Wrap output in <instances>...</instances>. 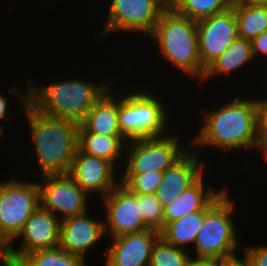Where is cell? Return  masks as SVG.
<instances>
[{
	"label": "cell",
	"instance_id": "1",
	"mask_svg": "<svg viewBox=\"0 0 267 266\" xmlns=\"http://www.w3.org/2000/svg\"><path fill=\"white\" fill-rule=\"evenodd\" d=\"M26 88L21 92L15 84L10 90L26 115L40 174H67L78 149L79 125L37 110L29 102V85Z\"/></svg>",
	"mask_w": 267,
	"mask_h": 266
},
{
	"label": "cell",
	"instance_id": "2",
	"mask_svg": "<svg viewBox=\"0 0 267 266\" xmlns=\"http://www.w3.org/2000/svg\"><path fill=\"white\" fill-rule=\"evenodd\" d=\"M254 98L236 96L222 107L206 111L202 119L203 126L194 135L190 146L222 148L226 152L239 148H258L256 97Z\"/></svg>",
	"mask_w": 267,
	"mask_h": 266
},
{
	"label": "cell",
	"instance_id": "3",
	"mask_svg": "<svg viewBox=\"0 0 267 266\" xmlns=\"http://www.w3.org/2000/svg\"><path fill=\"white\" fill-rule=\"evenodd\" d=\"M67 79L45 86L34 84L29 79V102L48 116L80 125L91 108L111 90L112 81L91 83L78 77Z\"/></svg>",
	"mask_w": 267,
	"mask_h": 266
},
{
	"label": "cell",
	"instance_id": "4",
	"mask_svg": "<svg viewBox=\"0 0 267 266\" xmlns=\"http://www.w3.org/2000/svg\"><path fill=\"white\" fill-rule=\"evenodd\" d=\"M159 55L189 78L202 81L203 68L198 50L196 22L168 6L161 14L151 35Z\"/></svg>",
	"mask_w": 267,
	"mask_h": 266
},
{
	"label": "cell",
	"instance_id": "5",
	"mask_svg": "<svg viewBox=\"0 0 267 266\" xmlns=\"http://www.w3.org/2000/svg\"><path fill=\"white\" fill-rule=\"evenodd\" d=\"M132 89L133 92L124 90L125 94L122 96L121 92L118 98V124L123 138L129 142L168 135L167 105L164 106L160 96L151 89L149 92Z\"/></svg>",
	"mask_w": 267,
	"mask_h": 266
},
{
	"label": "cell",
	"instance_id": "6",
	"mask_svg": "<svg viewBox=\"0 0 267 266\" xmlns=\"http://www.w3.org/2000/svg\"><path fill=\"white\" fill-rule=\"evenodd\" d=\"M227 192L205 215L199 228L193 260L212 261L228 259L234 256L239 245L234 222L235 202Z\"/></svg>",
	"mask_w": 267,
	"mask_h": 266
},
{
	"label": "cell",
	"instance_id": "7",
	"mask_svg": "<svg viewBox=\"0 0 267 266\" xmlns=\"http://www.w3.org/2000/svg\"><path fill=\"white\" fill-rule=\"evenodd\" d=\"M177 134L133 140L126 143L124 170L120 174L164 172L177 162L189 149L180 145ZM128 148V149H127ZM126 163V164H125Z\"/></svg>",
	"mask_w": 267,
	"mask_h": 266
},
{
	"label": "cell",
	"instance_id": "8",
	"mask_svg": "<svg viewBox=\"0 0 267 266\" xmlns=\"http://www.w3.org/2000/svg\"><path fill=\"white\" fill-rule=\"evenodd\" d=\"M109 4L108 16L97 37L120 31L150 36L168 7L163 0H110Z\"/></svg>",
	"mask_w": 267,
	"mask_h": 266
},
{
	"label": "cell",
	"instance_id": "9",
	"mask_svg": "<svg viewBox=\"0 0 267 266\" xmlns=\"http://www.w3.org/2000/svg\"><path fill=\"white\" fill-rule=\"evenodd\" d=\"M39 206L38 181L12 178L0 182V223L12 240Z\"/></svg>",
	"mask_w": 267,
	"mask_h": 266
},
{
	"label": "cell",
	"instance_id": "10",
	"mask_svg": "<svg viewBox=\"0 0 267 266\" xmlns=\"http://www.w3.org/2000/svg\"><path fill=\"white\" fill-rule=\"evenodd\" d=\"M42 177V178H41ZM40 206L60 220L82 214L88 209L89 196L67 174L41 176Z\"/></svg>",
	"mask_w": 267,
	"mask_h": 266
},
{
	"label": "cell",
	"instance_id": "11",
	"mask_svg": "<svg viewBox=\"0 0 267 266\" xmlns=\"http://www.w3.org/2000/svg\"><path fill=\"white\" fill-rule=\"evenodd\" d=\"M102 199L106 212L102 219L106 236L110 234L108 239L149 229L142 219L138 194L130 192L121 183Z\"/></svg>",
	"mask_w": 267,
	"mask_h": 266
},
{
	"label": "cell",
	"instance_id": "12",
	"mask_svg": "<svg viewBox=\"0 0 267 266\" xmlns=\"http://www.w3.org/2000/svg\"><path fill=\"white\" fill-rule=\"evenodd\" d=\"M199 57L206 70L238 37L232 8L196 22Z\"/></svg>",
	"mask_w": 267,
	"mask_h": 266
},
{
	"label": "cell",
	"instance_id": "13",
	"mask_svg": "<svg viewBox=\"0 0 267 266\" xmlns=\"http://www.w3.org/2000/svg\"><path fill=\"white\" fill-rule=\"evenodd\" d=\"M116 169L121 170L105 159L82 153L77 149L68 174L88 196L100 195L102 200L120 183V175H116Z\"/></svg>",
	"mask_w": 267,
	"mask_h": 266
},
{
	"label": "cell",
	"instance_id": "14",
	"mask_svg": "<svg viewBox=\"0 0 267 266\" xmlns=\"http://www.w3.org/2000/svg\"><path fill=\"white\" fill-rule=\"evenodd\" d=\"M61 220L51 212L39 206L25 222L22 230L13 239L22 238L19 248L10 249V257L21 261L27 254L45 249H53L59 245Z\"/></svg>",
	"mask_w": 267,
	"mask_h": 266
},
{
	"label": "cell",
	"instance_id": "15",
	"mask_svg": "<svg viewBox=\"0 0 267 266\" xmlns=\"http://www.w3.org/2000/svg\"><path fill=\"white\" fill-rule=\"evenodd\" d=\"M105 235L104 220L92 218L86 211L61 220L58 247L86 260L88 250L96 249Z\"/></svg>",
	"mask_w": 267,
	"mask_h": 266
},
{
	"label": "cell",
	"instance_id": "16",
	"mask_svg": "<svg viewBox=\"0 0 267 266\" xmlns=\"http://www.w3.org/2000/svg\"><path fill=\"white\" fill-rule=\"evenodd\" d=\"M160 232L149 228L114 238L108 245L105 266H148L151 250Z\"/></svg>",
	"mask_w": 267,
	"mask_h": 266
},
{
	"label": "cell",
	"instance_id": "17",
	"mask_svg": "<svg viewBox=\"0 0 267 266\" xmlns=\"http://www.w3.org/2000/svg\"><path fill=\"white\" fill-rule=\"evenodd\" d=\"M199 154L198 150L190 147L177 162L163 172L161 182L155 192V196L163 207L169 205L204 174L205 166L199 162L201 161Z\"/></svg>",
	"mask_w": 267,
	"mask_h": 266
},
{
	"label": "cell",
	"instance_id": "18",
	"mask_svg": "<svg viewBox=\"0 0 267 266\" xmlns=\"http://www.w3.org/2000/svg\"><path fill=\"white\" fill-rule=\"evenodd\" d=\"M203 174L193 185L184 190L172 202L164 207L163 228L181 217L203 210L222 190L207 187ZM207 187V189H204Z\"/></svg>",
	"mask_w": 267,
	"mask_h": 266
},
{
	"label": "cell",
	"instance_id": "19",
	"mask_svg": "<svg viewBox=\"0 0 267 266\" xmlns=\"http://www.w3.org/2000/svg\"><path fill=\"white\" fill-rule=\"evenodd\" d=\"M227 187L203 209L190 214H187L180 219L168 223L161 231L162 237L167 243L172 246L189 250L186 246H194L195 240L200 226L203 223L204 215L227 193Z\"/></svg>",
	"mask_w": 267,
	"mask_h": 266
},
{
	"label": "cell",
	"instance_id": "20",
	"mask_svg": "<svg viewBox=\"0 0 267 266\" xmlns=\"http://www.w3.org/2000/svg\"><path fill=\"white\" fill-rule=\"evenodd\" d=\"M110 92L112 91L108 90L105 93L80 124L85 131L109 136H122L118 124V98L114 91L113 94Z\"/></svg>",
	"mask_w": 267,
	"mask_h": 266
},
{
	"label": "cell",
	"instance_id": "21",
	"mask_svg": "<svg viewBox=\"0 0 267 266\" xmlns=\"http://www.w3.org/2000/svg\"><path fill=\"white\" fill-rule=\"evenodd\" d=\"M126 143L127 141L123 136L90 133L79 125L78 149L82 153L105 159L114 166H116L118 162H123L124 164Z\"/></svg>",
	"mask_w": 267,
	"mask_h": 266
},
{
	"label": "cell",
	"instance_id": "22",
	"mask_svg": "<svg viewBox=\"0 0 267 266\" xmlns=\"http://www.w3.org/2000/svg\"><path fill=\"white\" fill-rule=\"evenodd\" d=\"M252 61V62H251ZM255 61L251 41L237 37L227 50L221 54L207 69L201 83L218 75L232 74V71L243 70Z\"/></svg>",
	"mask_w": 267,
	"mask_h": 266
},
{
	"label": "cell",
	"instance_id": "23",
	"mask_svg": "<svg viewBox=\"0 0 267 266\" xmlns=\"http://www.w3.org/2000/svg\"><path fill=\"white\" fill-rule=\"evenodd\" d=\"M237 23L238 37L252 41L263 32H267V6L232 5Z\"/></svg>",
	"mask_w": 267,
	"mask_h": 266
},
{
	"label": "cell",
	"instance_id": "24",
	"mask_svg": "<svg viewBox=\"0 0 267 266\" xmlns=\"http://www.w3.org/2000/svg\"><path fill=\"white\" fill-rule=\"evenodd\" d=\"M232 0H175L170 6L180 15L198 22L232 7Z\"/></svg>",
	"mask_w": 267,
	"mask_h": 266
},
{
	"label": "cell",
	"instance_id": "25",
	"mask_svg": "<svg viewBox=\"0 0 267 266\" xmlns=\"http://www.w3.org/2000/svg\"><path fill=\"white\" fill-rule=\"evenodd\" d=\"M21 262L25 266H86V260L60 247L31 252Z\"/></svg>",
	"mask_w": 267,
	"mask_h": 266
},
{
	"label": "cell",
	"instance_id": "26",
	"mask_svg": "<svg viewBox=\"0 0 267 266\" xmlns=\"http://www.w3.org/2000/svg\"><path fill=\"white\" fill-rule=\"evenodd\" d=\"M192 261L188 250L172 246L159 237L152 247L148 266H189Z\"/></svg>",
	"mask_w": 267,
	"mask_h": 266
},
{
	"label": "cell",
	"instance_id": "27",
	"mask_svg": "<svg viewBox=\"0 0 267 266\" xmlns=\"http://www.w3.org/2000/svg\"><path fill=\"white\" fill-rule=\"evenodd\" d=\"M162 176V171H150L144 174H122L120 183L134 194H155Z\"/></svg>",
	"mask_w": 267,
	"mask_h": 266
},
{
	"label": "cell",
	"instance_id": "28",
	"mask_svg": "<svg viewBox=\"0 0 267 266\" xmlns=\"http://www.w3.org/2000/svg\"><path fill=\"white\" fill-rule=\"evenodd\" d=\"M138 204L144 223L160 232L163 229L164 207L155 194H138Z\"/></svg>",
	"mask_w": 267,
	"mask_h": 266
},
{
	"label": "cell",
	"instance_id": "29",
	"mask_svg": "<svg viewBox=\"0 0 267 266\" xmlns=\"http://www.w3.org/2000/svg\"><path fill=\"white\" fill-rule=\"evenodd\" d=\"M247 246V247H246ZM243 248V255L245 256L249 266H267V244H248Z\"/></svg>",
	"mask_w": 267,
	"mask_h": 266
},
{
	"label": "cell",
	"instance_id": "30",
	"mask_svg": "<svg viewBox=\"0 0 267 266\" xmlns=\"http://www.w3.org/2000/svg\"><path fill=\"white\" fill-rule=\"evenodd\" d=\"M263 97L256 98L258 145L267 138V99Z\"/></svg>",
	"mask_w": 267,
	"mask_h": 266
},
{
	"label": "cell",
	"instance_id": "31",
	"mask_svg": "<svg viewBox=\"0 0 267 266\" xmlns=\"http://www.w3.org/2000/svg\"><path fill=\"white\" fill-rule=\"evenodd\" d=\"M252 54L255 60L264 57L263 61H267V32H263L255 37L252 41ZM259 57V58H258Z\"/></svg>",
	"mask_w": 267,
	"mask_h": 266
},
{
	"label": "cell",
	"instance_id": "32",
	"mask_svg": "<svg viewBox=\"0 0 267 266\" xmlns=\"http://www.w3.org/2000/svg\"><path fill=\"white\" fill-rule=\"evenodd\" d=\"M13 240L5 233L0 223V256H9Z\"/></svg>",
	"mask_w": 267,
	"mask_h": 266
},
{
	"label": "cell",
	"instance_id": "33",
	"mask_svg": "<svg viewBox=\"0 0 267 266\" xmlns=\"http://www.w3.org/2000/svg\"><path fill=\"white\" fill-rule=\"evenodd\" d=\"M214 266H249L245 256H234L228 259L214 260Z\"/></svg>",
	"mask_w": 267,
	"mask_h": 266
},
{
	"label": "cell",
	"instance_id": "34",
	"mask_svg": "<svg viewBox=\"0 0 267 266\" xmlns=\"http://www.w3.org/2000/svg\"><path fill=\"white\" fill-rule=\"evenodd\" d=\"M8 98L7 96H5L3 93L0 92V122H4V119L5 121L6 120H9L8 118H11L12 116L8 115L7 112L9 111L8 109ZM9 117H8V116Z\"/></svg>",
	"mask_w": 267,
	"mask_h": 266
},
{
	"label": "cell",
	"instance_id": "35",
	"mask_svg": "<svg viewBox=\"0 0 267 266\" xmlns=\"http://www.w3.org/2000/svg\"><path fill=\"white\" fill-rule=\"evenodd\" d=\"M232 5H241V6H267V0H232Z\"/></svg>",
	"mask_w": 267,
	"mask_h": 266
},
{
	"label": "cell",
	"instance_id": "36",
	"mask_svg": "<svg viewBox=\"0 0 267 266\" xmlns=\"http://www.w3.org/2000/svg\"><path fill=\"white\" fill-rule=\"evenodd\" d=\"M260 152H262L261 154L262 157H263V160L265 158V160H267V138L264 139L259 145H258V148H257Z\"/></svg>",
	"mask_w": 267,
	"mask_h": 266
},
{
	"label": "cell",
	"instance_id": "37",
	"mask_svg": "<svg viewBox=\"0 0 267 266\" xmlns=\"http://www.w3.org/2000/svg\"><path fill=\"white\" fill-rule=\"evenodd\" d=\"M189 266H214V260L212 261H201V260H193Z\"/></svg>",
	"mask_w": 267,
	"mask_h": 266
},
{
	"label": "cell",
	"instance_id": "38",
	"mask_svg": "<svg viewBox=\"0 0 267 266\" xmlns=\"http://www.w3.org/2000/svg\"><path fill=\"white\" fill-rule=\"evenodd\" d=\"M12 258L10 256H0V266H10Z\"/></svg>",
	"mask_w": 267,
	"mask_h": 266
},
{
	"label": "cell",
	"instance_id": "39",
	"mask_svg": "<svg viewBox=\"0 0 267 266\" xmlns=\"http://www.w3.org/2000/svg\"><path fill=\"white\" fill-rule=\"evenodd\" d=\"M10 266H25V265L19 260H13L12 259V262L10 263Z\"/></svg>",
	"mask_w": 267,
	"mask_h": 266
},
{
	"label": "cell",
	"instance_id": "40",
	"mask_svg": "<svg viewBox=\"0 0 267 266\" xmlns=\"http://www.w3.org/2000/svg\"><path fill=\"white\" fill-rule=\"evenodd\" d=\"M3 127L4 126H2L1 124H0V141L2 140V135H3V132H4V130H3Z\"/></svg>",
	"mask_w": 267,
	"mask_h": 266
},
{
	"label": "cell",
	"instance_id": "41",
	"mask_svg": "<svg viewBox=\"0 0 267 266\" xmlns=\"http://www.w3.org/2000/svg\"><path fill=\"white\" fill-rule=\"evenodd\" d=\"M168 6H170L175 0H163Z\"/></svg>",
	"mask_w": 267,
	"mask_h": 266
}]
</instances>
